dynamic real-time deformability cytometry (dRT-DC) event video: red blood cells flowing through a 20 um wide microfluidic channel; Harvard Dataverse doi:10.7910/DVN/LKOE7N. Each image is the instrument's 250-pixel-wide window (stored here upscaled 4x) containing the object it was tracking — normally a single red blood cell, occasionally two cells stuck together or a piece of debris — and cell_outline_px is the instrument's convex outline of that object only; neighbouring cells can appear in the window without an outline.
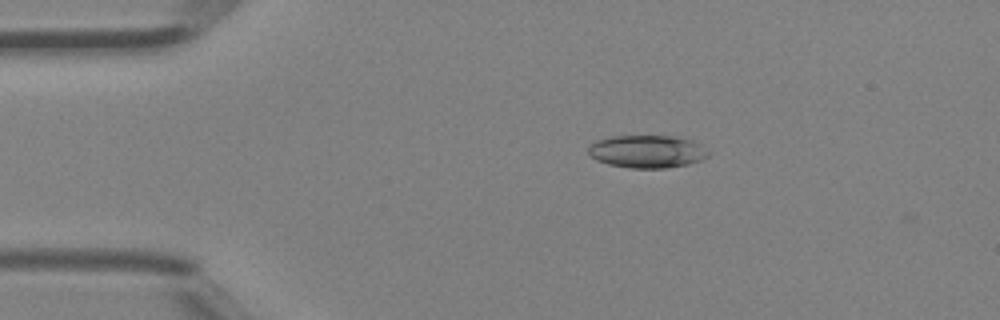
{"species": "Egyptian fruit bat (a non-hibernating species)", "species_latin": "Rousettus aegyptiacus", "temperature_condition": "room temperature", "stored_images_in_passage": 4, "camera_frame_rate_fps": 3000, "um_per_image_px": 0.085, "animal": {"sex": "female"}, "frame": {"image": 1, "passage_image": 3, "time_ms": 0.667, "image_size_px": [1000, 320], "cell_outline_px": [[708, 156], [700, 160], [688, 164], [664, 168], [628, 168], [608, 164], [596, 160], [588, 152], [588, 148], [596, 140], [612, 136], [672, 136], [692, 140], [708, 152]], "centroid_in_image_um": [54.97, 12.88], "position_along_channel_um": 30.0, "area_um2": 22.66}}